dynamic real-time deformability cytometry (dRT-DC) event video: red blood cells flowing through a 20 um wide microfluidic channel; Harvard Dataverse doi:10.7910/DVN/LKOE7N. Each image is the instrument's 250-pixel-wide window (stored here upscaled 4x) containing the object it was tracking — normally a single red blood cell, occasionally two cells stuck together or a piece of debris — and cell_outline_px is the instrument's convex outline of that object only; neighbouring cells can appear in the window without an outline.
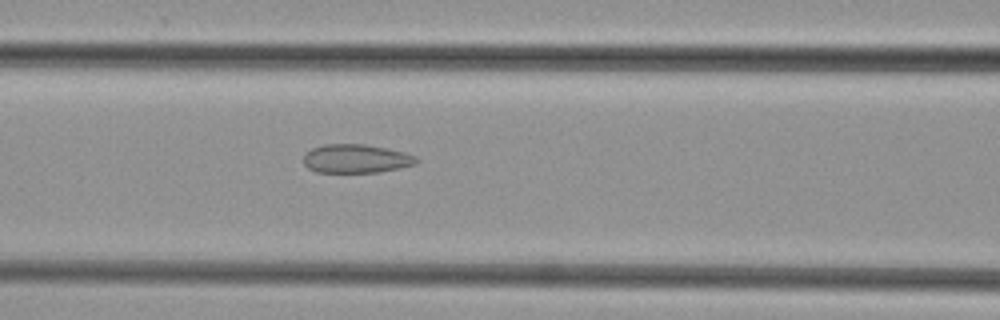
{"species": "common noctule bat (a hibernating species)", "species_latin": "Nyctalus noctula", "temperature_condition": "cold", "stored_images_in_passage": 22, "camera_frame_rate_fps": 3000, "um_per_image_px": 0.085, "animal": {"sex": "female", "body_mass_g": 29.2, "forearm_length_mm": 56.3}, "frame": {"image": 1, "passage_image": 8, "time_ms": 2.333, "image_size_px": [1000, 320], "cell_outline_px": [[420, 160], [416, 164], [400, 168], [380, 172], [316, 172], [308, 168], [304, 164], [304, 156], [312, 148], [324, 144], [364, 144], [388, 148], [404, 152], [416, 156]], "centroid_in_image_um": [30.3, 13.48], "position_along_channel_um": 136.3, "area_um2": 18.96}}
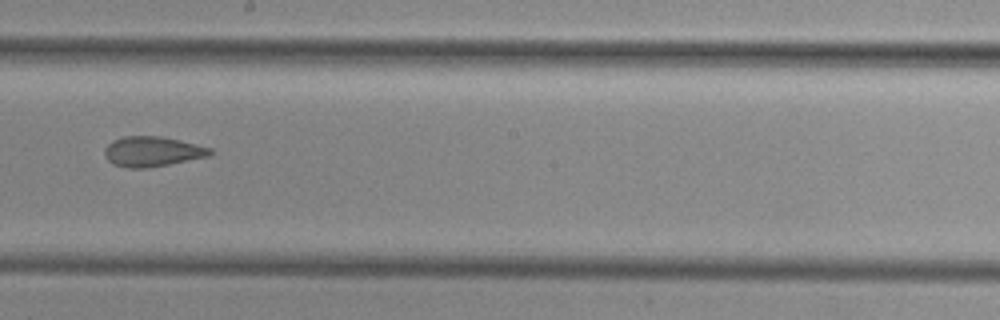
{"frame": {"image": 2, "passage_image": 15, "time_ms": 4.667, "image_size_px": [1000, 320], "cell_outline_px": [[212, 152], [208, 156], [148, 168], [128, 168], [112, 164], [104, 156], [104, 148], [112, 140], [124, 136], [160, 136], [212, 148]], "centroid_in_image_um": [12.88, 12.88], "position_along_channel_um": 235.3, "area_um2": 18.38}}
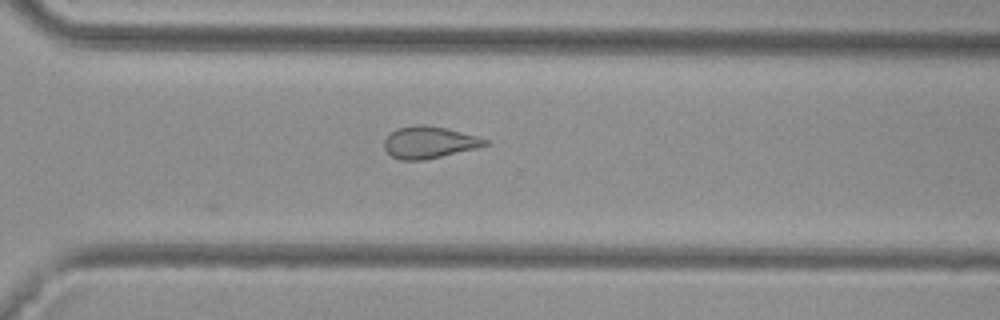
{"frame": {"image": 3, "passage_image": 22, "time_ms": 7.0, "image_size_px": [1000, 320], "cell_outline_px": [[492, 144], [476, 148], [424, 160], [400, 160], [392, 156], [384, 148], [384, 140], [396, 128], [416, 124], [424, 124], [444, 128], [476, 136], [488, 140]], "centroid_in_image_um": [36.47, 12.1], "position_along_channel_um": 334.1, "area_um2": 18.61}}